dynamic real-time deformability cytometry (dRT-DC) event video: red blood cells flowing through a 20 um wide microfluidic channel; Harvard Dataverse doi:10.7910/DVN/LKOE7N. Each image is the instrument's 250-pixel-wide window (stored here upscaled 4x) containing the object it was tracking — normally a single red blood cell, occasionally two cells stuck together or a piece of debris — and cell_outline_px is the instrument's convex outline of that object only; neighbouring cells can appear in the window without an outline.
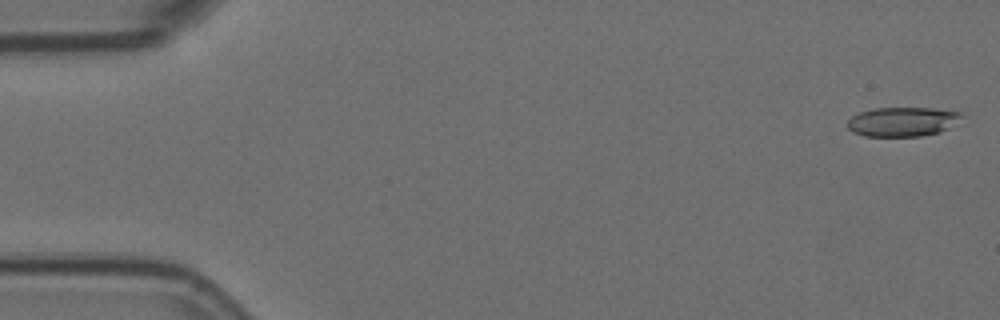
{"species": "Egyptian fruit bat (a non-hibernating species)", "species_latin": "Rousettus aegyptiacus", "temperature_condition": "room temperature", "stored_images_in_passage": 56, "camera_frame_rate_fps": 3000, "um_per_image_px": 0.085, "animal": {"sex": "female"}, "frame": {"image": 1, "passage_image": 1, "time_ms": 0.0, "image_size_px": [1000, 320], "cell_outline_px": [[964, 116], [948, 128], [940, 132], [920, 136], [864, 136], [852, 132], [848, 128], [848, 120], [852, 116], [860, 112], [872, 108], [932, 108], [960, 112]], "centroid_in_image_um": [76.69, 10.34], "position_along_channel_um": 8.3, "area_um2": 19.48}}
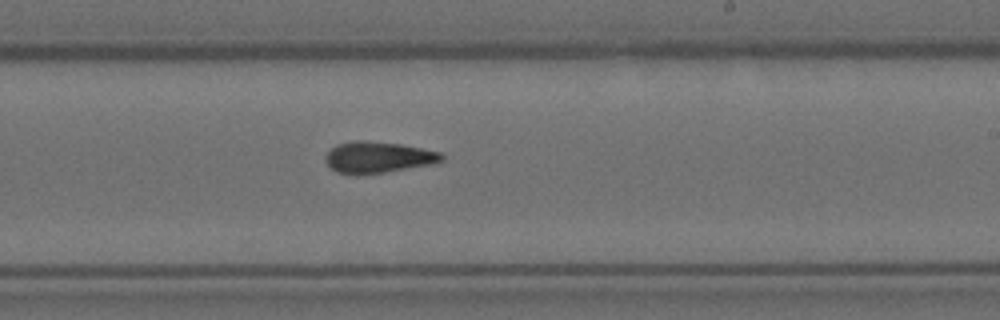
{"frame": {"image": 2, "passage_image": 33, "time_ms": 10.667, "image_size_px": [1000, 320], "cell_outline_px": [[444, 160], [432, 164], [384, 172], [336, 172], [324, 160], [324, 156], [336, 144], [356, 140], [364, 140], [400, 144], [440, 152], [444, 156]], "centroid_in_image_um": [32.15, 13.33], "position_along_channel_um": 256.9, "area_um2": 20.58}}
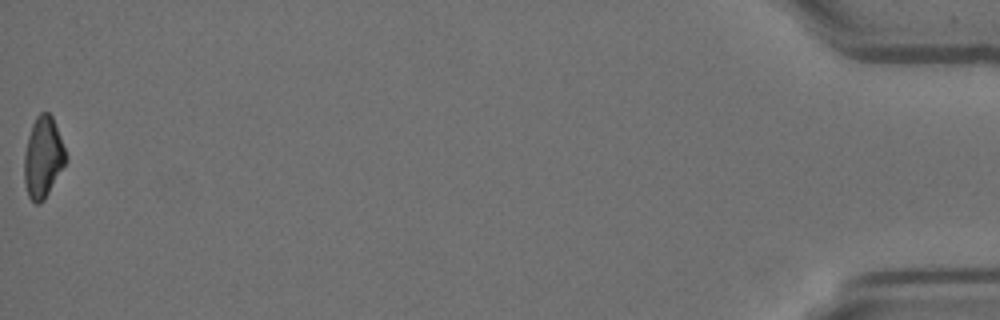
{"frame": {"image": 3, "passage_image": 56, "time_ms": 18.333, "image_size_px": [1000, 320], "cell_outline_px": [[68, 156], [64, 164], [44, 200], [40, 204], [36, 204], [28, 196], [24, 180], [24, 152], [28, 136], [32, 124], [36, 116], [40, 112], [48, 112], [52, 116]], "centroid_in_image_um": [3.64, 13.36], "position_along_channel_um": 431.6, "area_um2": 19.48}, "authors_computed_cell_mechanics": {"area_um2": 20.6924, "velocity_mm_per_s": 3.6159, "shape_relaxation_time_tau1_ms": null, "shape_relaxation_time_tau2_ms": 4.9393, "deformation_change_tau1": null, "deformation_change_tau2": 0.1449}}